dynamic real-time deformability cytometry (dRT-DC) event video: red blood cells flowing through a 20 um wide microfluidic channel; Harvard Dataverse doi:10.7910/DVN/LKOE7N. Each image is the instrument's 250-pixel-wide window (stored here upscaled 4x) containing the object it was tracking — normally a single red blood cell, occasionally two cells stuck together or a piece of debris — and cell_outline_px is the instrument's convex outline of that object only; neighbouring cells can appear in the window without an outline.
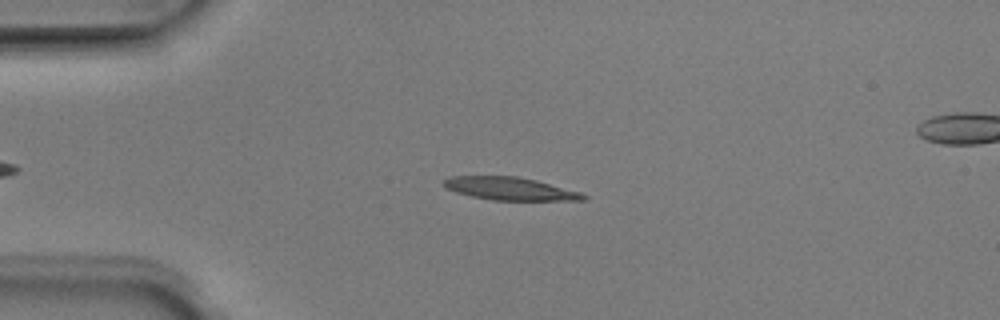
{"species": "Egyptian fruit bat (a non-hibernating species)", "species_latin": "Rousettus aegyptiacus", "temperature_condition": "room temperature", "stored_images_in_passage": 45, "camera_frame_rate_fps": 3000, "um_per_image_px": 0.085, "animal": {"sex": "male"}, "frame": {"image": 1, "passage_image": 11, "time_ms": 3.333, "image_size_px": [1000, 320], "cell_outline_px": [[588, 200], [492, 200], [472, 196], [456, 192], [448, 188], [440, 180], [448, 176], [516, 176], [536, 180], [580, 192], [588, 196]], "centroid_in_image_um": [43.34, 16.03], "position_along_channel_um": 41.7, "area_um2": 18.55}}
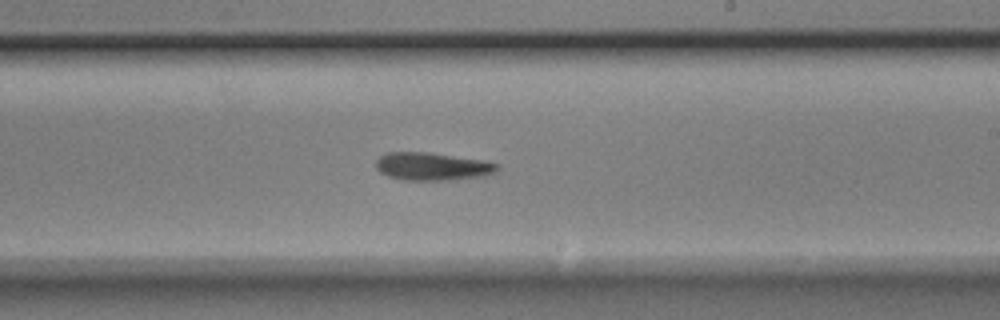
{"frame": {"image": 2, "passage_image": 29, "time_ms": 9.333, "image_size_px": [1000, 320], "cell_outline_px": [[500, 168], [496, 172], [484, 176], [456, 180], [404, 180], [388, 176], [380, 172], [376, 168], [376, 160], [380, 156], [388, 152], [428, 152], [480, 160], [500, 164]], "centroid_in_image_um": [36.76, 14.16], "position_along_channel_um": 252.2, "area_um2": 19.77}}
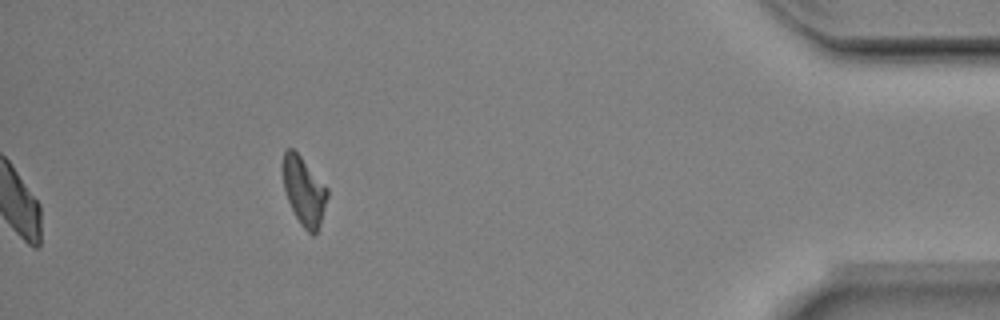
{"frame": {"image": 3, "passage_image": 45, "time_ms": 14.667, "image_size_px": [1000, 320], "cell_outline_px": [[328, 196], [316, 232], [312, 236], [300, 224], [288, 200], [284, 188], [280, 168], [284, 152], [288, 148], [292, 148], [300, 156], [328, 188]], "centroid_in_image_um": [25.79, 16.19], "position_along_channel_um": 409.4, "area_um2": 17.57}, "authors_computed_cell_mechanics": {"area_um2": 19.4786, "velocity_mm_per_s": 3.9492, "shape_relaxation_time_tau1_ms": 7.3447, "shape_relaxation_time_tau2_ms": null, "deformation_change_tau1": 0.1993, "deformation_change_tau2": null}}